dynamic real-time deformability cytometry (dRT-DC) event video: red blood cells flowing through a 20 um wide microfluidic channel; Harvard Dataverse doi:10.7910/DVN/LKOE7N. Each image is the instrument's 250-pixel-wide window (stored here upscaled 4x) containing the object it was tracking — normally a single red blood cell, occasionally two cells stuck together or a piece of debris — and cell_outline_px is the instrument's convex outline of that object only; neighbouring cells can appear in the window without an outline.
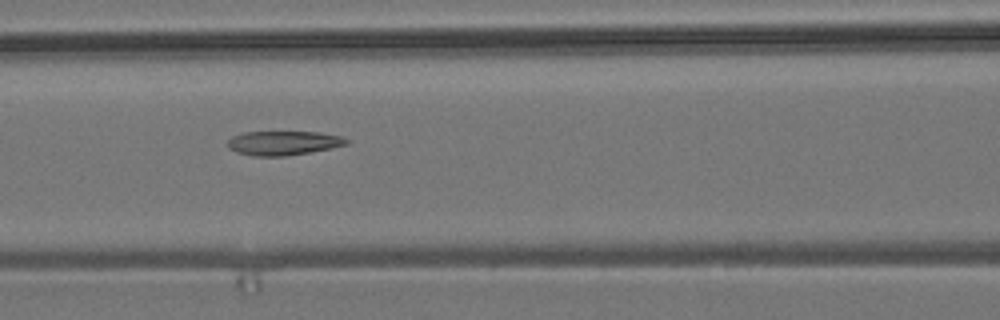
{"species": "common noctule bat (a hibernating species)", "species_latin": "Nyctalus noctula", "temperature_condition": "room temperature", "stored_images_in_passage": 9, "camera_frame_rate_fps": 3000, "um_per_image_px": 0.085, "animal": {"sex": "male", "body_mass_g": 19.2, "forearm_length_mm": 51.8}, "frame": {"image": 1, "passage_image": 7, "time_ms": 2.0, "image_size_px": [1000, 320], "cell_outline_px": [[352, 140], [348, 144], [332, 148], [284, 156], [252, 156], [236, 152], [228, 148], [228, 140], [232, 136], [244, 132], [316, 132], [340, 136]], "centroid_in_image_um": [24.08, 12.15], "position_along_channel_um": 142.5, "area_um2": 16.76}}
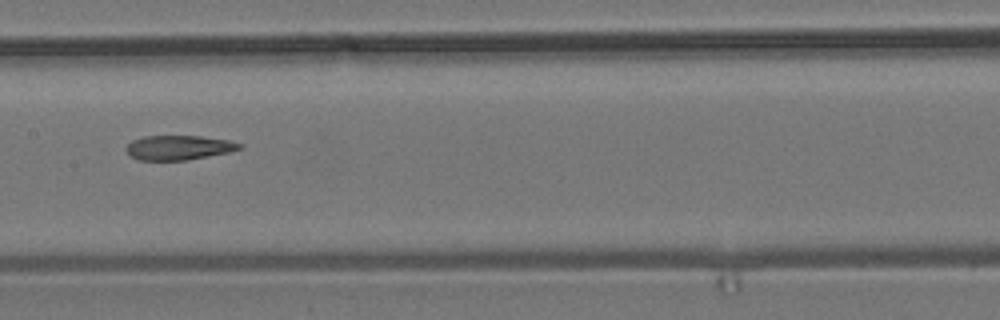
{"frame": {"image": 2, "passage_image": 8, "time_ms": 2.333, "image_size_px": [1000, 320], "cell_outline_px": [[244, 148], [228, 152], [188, 160], [136, 160], [128, 156], [124, 148], [132, 140], [144, 136], [200, 136], [228, 140], [244, 144]], "centroid_in_image_um": [15.16, 12.55], "position_along_channel_um": 192.2, "area_um2": 16.42}}
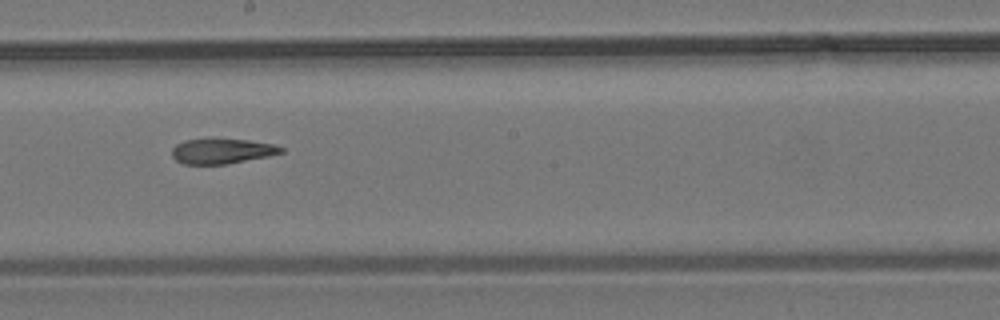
{"frame": {"image": 3, "passage_image": 9, "time_ms": 2.667, "image_size_px": [1000, 320], "cell_outline_px": [[284, 152], [268, 156], [224, 164], [184, 164], [176, 160], [172, 156], [172, 148], [176, 144], [184, 140], [212, 136], [248, 140], [272, 144], [284, 148]], "centroid_in_image_um": [18.82, 12.8], "position_along_channel_um": 229.4, "area_um2": 16.47}}